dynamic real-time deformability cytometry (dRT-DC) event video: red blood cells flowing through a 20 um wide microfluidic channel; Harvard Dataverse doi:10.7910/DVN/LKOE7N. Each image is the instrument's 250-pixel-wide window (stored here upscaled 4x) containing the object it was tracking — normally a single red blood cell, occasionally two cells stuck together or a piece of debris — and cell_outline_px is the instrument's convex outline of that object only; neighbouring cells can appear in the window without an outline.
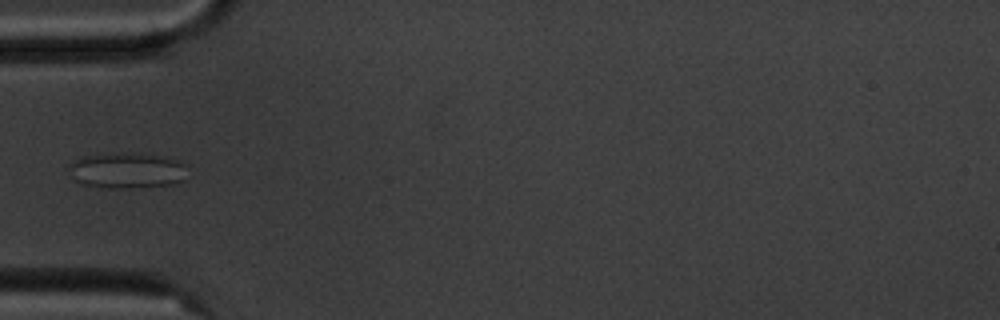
{"species": "common noctule bat (a hibernating species)", "species_latin": "Nyctalus noctula", "temperature_condition": "cold", "stored_images_in_passage": 7, "camera_frame_rate_fps": 3000, "um_per_image_px": 0.085, "animal": {"sex": "male", "body_mass_g": 20.1, "forearm_length_mm": 53.5}, "frame": {"image": 1, "passage_image": 6, "time_ms": 5.667, "image_size_px": [1000, 320], "cell_outline_px": [[184, 180], [176, 184], [128, 188], [108, 188], [80, 184], [64, 168], [68, 164], [80, 156], [112, 152], [140, 152], [164, 156], [176, 160], [184, 164]], "centroid_in_image_um": [10.71, 14.46], "position_along_channel_um": 74.3, "area_um2": 25.37}}
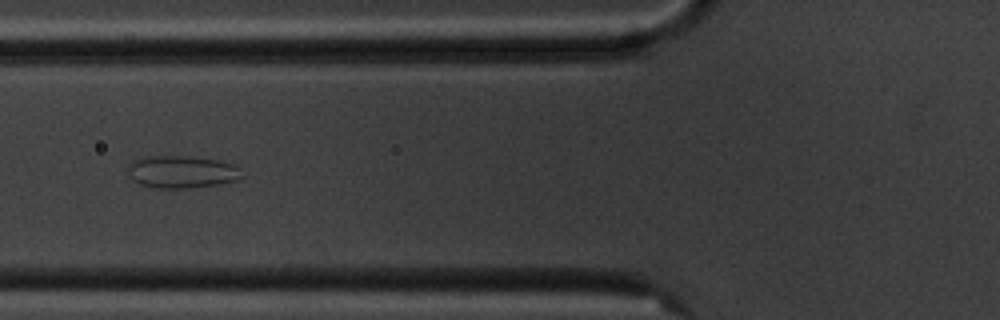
{"frame": {"image": 2, "passage_image": 7, "time_ms": 6.667, "image_size_px": [1000, 320], "cell_outline_px": [[244, 176], [236, 180], [216, 184], [192, 188], [156, 188], [140, 184], [132, 180], [128, 176], [128, 164], [132, 160], [148, 156], [188, 156], [216, 160], [236, 164], [240, 168]], "centroid_in_image_um": [15.44, 14.6], "position_along_channel_um": 110.4, "area_um2": 21.73}}